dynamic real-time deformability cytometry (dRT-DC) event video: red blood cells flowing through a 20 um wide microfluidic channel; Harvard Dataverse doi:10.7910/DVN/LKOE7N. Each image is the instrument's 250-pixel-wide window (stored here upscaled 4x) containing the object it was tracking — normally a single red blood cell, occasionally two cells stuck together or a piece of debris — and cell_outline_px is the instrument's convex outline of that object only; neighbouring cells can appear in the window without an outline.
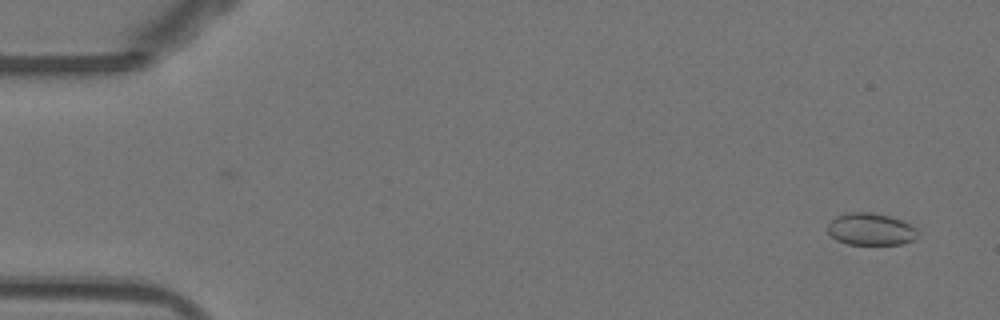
{"species": "Egyptian fruit bat (a non-hibernating species)", "species_latin": "Rousettus aegyptiacus", "temperature_condition": "warm", "stored_images_in_passage": 53, "camera_frame_rate_fps": 3000, "um_per_image_px": 0.085, "animal": {"sex": "female"}, "frame": {"image": 1, "passage_image": 3, "time_ms": 0.667, "image_size_px": [1000, 320], "cell_outline_px": [[916, 236], [912, 240], [900, 244], [848, 244], [836, 240], [828, 232], [828, 224], [836, 216], [848, 212], [872, 212], [888, 216], [900, 220], [916, 228]], "centroid_in_image_um": [73.96, 19.48], "position_along_channel_um": 11.0, "area_um2": 16.59}}
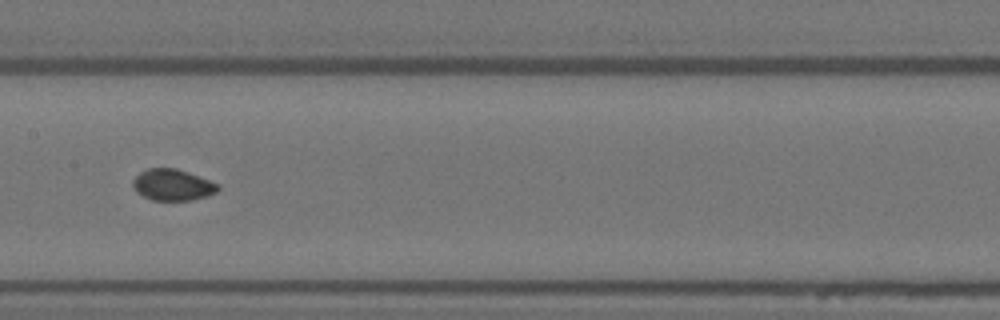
{"frame": {"image": 2, "passage_image": 27, "time_ms": 8.667, "image_size_px": [1000, 320], "cell_outline_px": [[220, 188], [216, 192], [208, 196], [192, 200], [152, 200], [136, 192], [132, 184], [132, 180], [140, 172], [148, 168], [176, 168], [188, 172], [220, 184]], "centroid_in_image_um": [14.68, 15.71], "position_along_channel_um": 192.7, "area_um2": 15.61}}
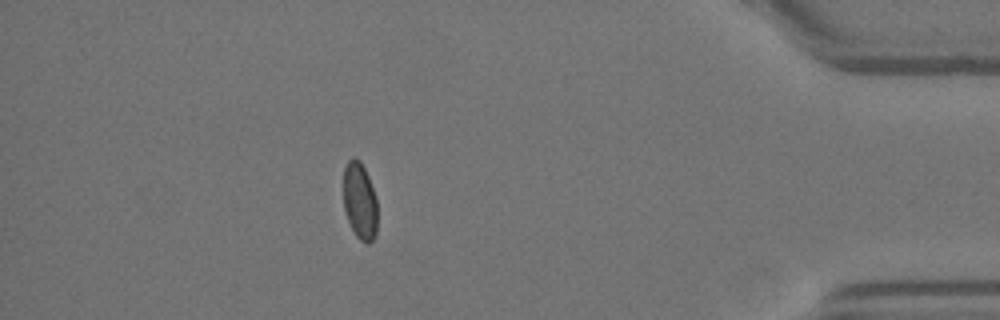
{"frame": {"image": 3, "passage_image": 47, "time_ms": 15.333, "image_size_px": [1000, 320], "cell_outline_px": [[376, 232], [372, 240], [368, 244], [360, 240], [356, 236], [344, 212], [344, 168], [348, 160], [352, 156], [360, 160], [368, 176], [376, 200]], "centroid_in_image_um": [30.56, 17.07], "position_along_channel_um": 404.6, "area_um2": 15.09}, "authors_computed_cell_mechanics": {"area_um2": 15.7216, "velocity_mm_per_s": 3.8819, "shape_relaxation_time_tau1_ms": null, "shape_relaxation_time_tau2_ms": 1.7376, "deformation_change_tau1": null, "deformation_change_tau2": 0.0417}}